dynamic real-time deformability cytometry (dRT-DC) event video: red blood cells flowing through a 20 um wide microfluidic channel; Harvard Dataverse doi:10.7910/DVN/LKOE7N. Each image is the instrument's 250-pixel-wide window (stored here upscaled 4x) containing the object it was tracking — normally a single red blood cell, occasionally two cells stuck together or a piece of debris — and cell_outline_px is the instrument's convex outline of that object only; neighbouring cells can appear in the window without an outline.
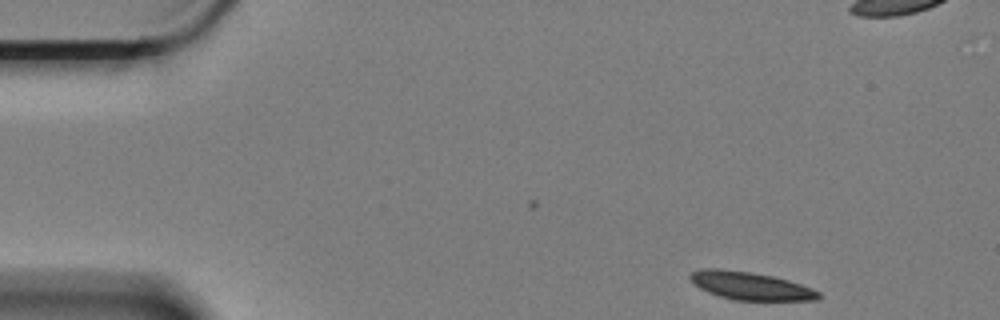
{"species": "Egyptian fruit bat (a non-hibernating species)", "species_latin": "Rousettus aegyptiacus", "temperature_condition": "cold", "stored_images_in_passage": 53, "camera_frame_rate_fps": 3000, "um_per_image_px": 0.085, "animal": {"sex": "female"}, "frame": {"image": 1, "passage_image": 1, "time_ms": 0.0, "image_size_px": [1000, 320], "cell_outline_px": [[820, 300], [732, 300], [708, 292], [700, 288], [688, 276], [692, 272], [700, 268], [720, 268], [752, 272], [772, 276], [788, 280], [812, 288], [820, 292]], "centroid_in_image_um": [63.79, 24.29], "position_along_channel_um": 21.2, "area_um2": 20.87}}